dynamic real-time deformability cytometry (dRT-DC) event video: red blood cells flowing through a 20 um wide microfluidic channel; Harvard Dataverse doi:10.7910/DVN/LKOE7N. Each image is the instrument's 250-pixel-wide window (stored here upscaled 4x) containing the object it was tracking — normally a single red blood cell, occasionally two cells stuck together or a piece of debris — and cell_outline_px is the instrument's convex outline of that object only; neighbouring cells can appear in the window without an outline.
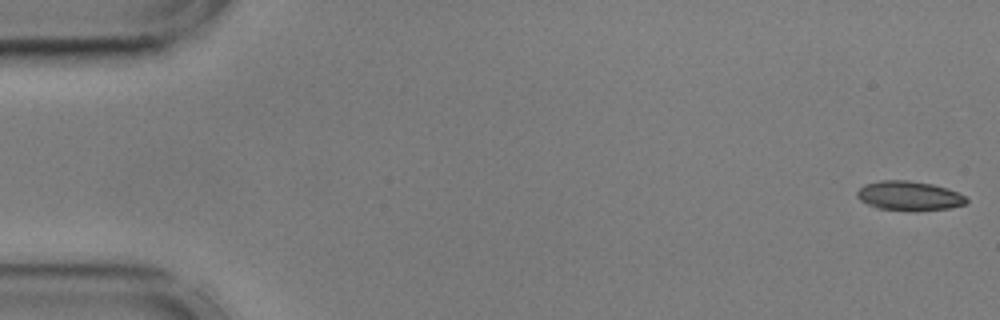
{"species": "common noctule bat (a hibernating species)", "species_latin": "Nyctalus noctula", "temperature_condition": "cold", "stored_images_in_passage": 55, "camera_frame_rate_fps": 3000, "um_per_image_px": 0.085, "animal": {"sex": "male", "body_mass_g": 17.9, "forearm_length_mm": 54.2}, "frame": {"image": 1, "passage_image": 1, "time_ms": 0.0, "image_size_px": [1000, 320], "cell_outline_px": [[968, 200], [964, 204], [948, 208], [916, 212], [912, 212], [876, 208], [860, 200], [856, 196], [856, 192], [864, 184], [880, 180], [908, 180], [932, 184], [948, 188], [964, 196]], "centroid_in_image_um": [77.24, 16.66], "position_along_channel_um": 7.8, "area_um2": 18.96}}
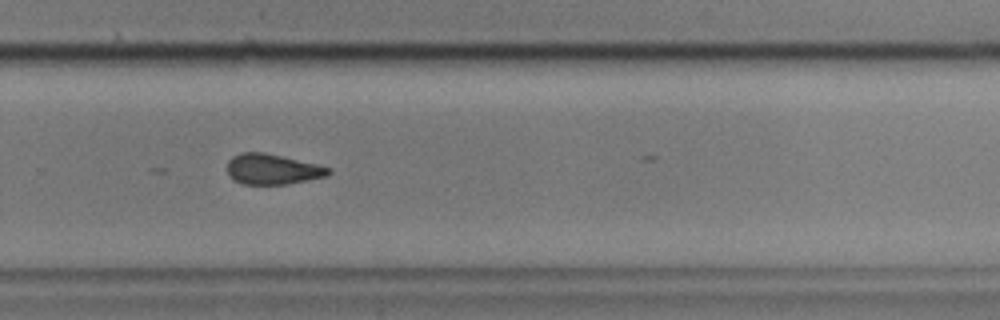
{"frame": {"image": 2, "passage_image": 37, "time_ms": 12.0, "image_size_px": [1000, 320], "cell_outline_px": [[332, 172], [328, 176], [288, 184], [244, 184], [232, 180], [228, 176], [228, 160], [232, 156], [240, 152], [264, 152], [316, 164], [332, 168]], "centroid_in_image_um": [23.15, 14.38], "position_along_channel_um": 306.6, "area_um2": 18.09}}
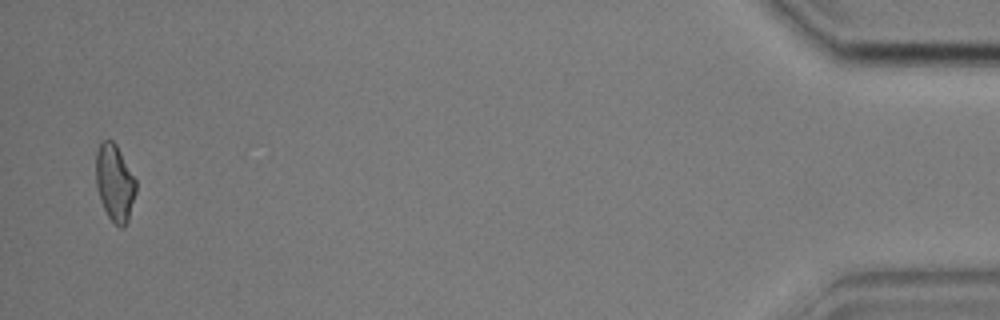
{"frame": {"image": 3, "passage_image": 54, "time_ms": 17.667, "image_size_px": [1000, 320], "cell_outline_px": [[136, 192], [128, 220], [124, 228], [120, 228], [108, 216], [100, 200], [96, 188], [96, 152], [100, 144], [104, 140], [112, 140], [116, 144], [136, 180]], "centroid_in_image_um": [9.75, 15.55], "position_along_channel_um": 425.5, "area_um2": 17.86}}